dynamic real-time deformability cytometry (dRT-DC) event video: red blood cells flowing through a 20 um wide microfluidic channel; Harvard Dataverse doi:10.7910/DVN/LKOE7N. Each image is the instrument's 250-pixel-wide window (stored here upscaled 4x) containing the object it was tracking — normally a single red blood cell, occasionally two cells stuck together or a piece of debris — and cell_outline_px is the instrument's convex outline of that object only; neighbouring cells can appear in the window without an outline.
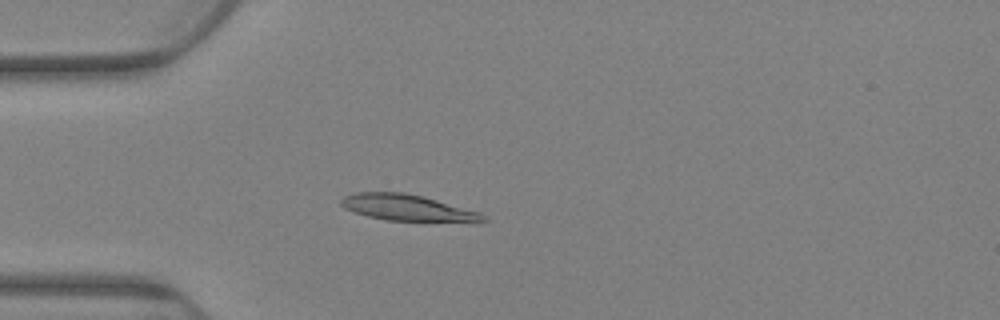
{"species": "Egyptian fruit bat (a non-hibernating species)", "species_latin": "Rousettus aegyptiacus", "temperature_condition": "warm", "stored_images_in_passage": 81, "camera_frame_rate_fps": 3000, "um_per_image_px": 0.085, "animal": {"sex": "female"}, "frame": {"image": 1, "passage_image": 23, "time_ms": 7.333, "image_size_px": [1000, 320], "cell_outline_px": [[488, 220], [484, 224], [476, 224], [384, 220], [352, 212], [344, 208], [340, 204], [340, 200], [344, 196], [356, 192], [404, 192], [424, 196], [480, 212]], "centroid_in_image_um": [34.77, 17.7], "position_along_channel_um": 50.2, "area_um2": 22.77}}
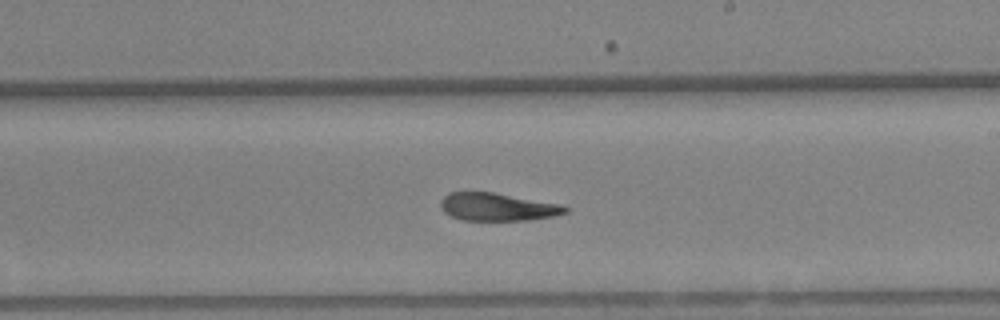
{"frame": {"image": 2, "passage_image": 48, "time_ms": 15.667, "image_size_px": [1000, 320], "cell_outline_px": [[568, 212], [552, 216], [528, 220], [464, 220], [452, 216], [444, 212], [440, 208], [440, 200], [448, 192], [492, 192], [560, 204], [568, 208]], "centroid_in_image_um": [42.25, 17.58], "position_along_channel_um": 246.8, "area_um2": 20.06}}
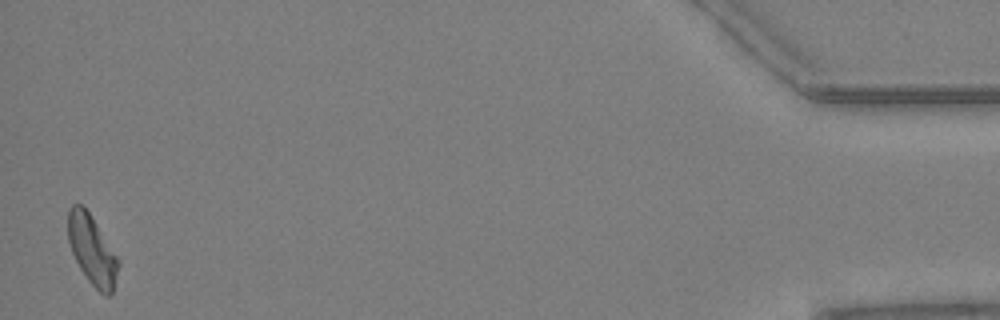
{"frame": {"image": 3, "passage_image": 80, "time_ms": 26.333, "image_size_px": [1000, 320], "cell_outline_px": [[120, 264], [112, 292], [108, 296], [104, 296], [88, 280], [80, 268], [72, 252], [68, 240], [68, 208], [72, 204], [80, 204], [88, 212], [120, 260]], "centroid_in_image_um": [7.83, 21.27], "position_along_channel_um": 427.4, "area_um2": 20.06}, "authors_computed_cell_mechanics": {"area_um2": 21.386, "velocity_mm_per_s": 2.5238, "shape_relaxation_time_tau1_ms": null, "shape_relaxation_time_tau2_ms": 5.8543, "deformation_change_tau1": null, "deformation_change_tau2": 0.1154}}